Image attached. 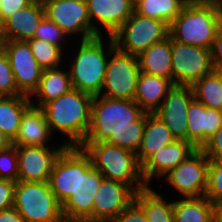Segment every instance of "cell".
<instances>
[{
    "label": "cell",
    "mask_w": 222,
    "mask_h": 222,
    "mask_svg": "<svg viewBox=\"0 0 222 222\" xmlns=\"http://www.w3.org/2000/svg\"><path fill=\"white\" fill-rule=\"evenodd\" d=\"M204 196L212 203L222 200V161L209 160L207 187Z\"/></svg>",
    "instance_id": "cell-34"
},
{
    "label": "cell",
    "mask_w": 222,
    "mask_h": 222,
    "mask_svg": "<svg viewBox=\"0 0 222 222\" xmlns=\"http://www.w3.org/2000/svg\"><path fill=\"white\" fill-rule=\"evenodd\" d=\"M51 191L62 205L77 191L78 147H67L56 160L48 181Z\"/></svg>",
    "instance_id": "cell-19"
},
{
    "label": "cell",
    "mask_w": 222,
    "mask_h": 222,
    "mask_svg": "<svg viewBox=\"0 0 222 222\" xmlns=\"http://www.w3.org/2000/svg\"><path fill=\"white\" fill-rule=\"evenodd\" d=\"M0 179L18 181V155L15 145L0 151Z\"/></svg>",
    "instance_id": "cell-37"
},
{
    "label": "cell",
    "mask_w": 222,
    "mask_h": 222,
    "mask_svg": "<svg viewBox=\"0 0 222 222\" xmlns=\"http://www.w3.org/2000/svg\"><path fill=\"white\" fill-rule=\"evenodd\" d=\"M68 146L49 149L47 146H16L18 181L48 182L56 160Z\"/></svg>",
    "instance_id": "cell-14"
},
{
    "label": "cell",
    "mask_w": 222,
    "mask_h": 222,
    "mask_svg": "<svg viewBox=\"0 0 222 222\" xmlns=\"http://www.w3.org/2000/svg\"><path fill=\"white\" fill-rule=\"evenodd\" d=\"M216 71L221 75V78H222V68L221 69H217Z\"/></svg>",
    "instance_id": "cell-48"
},
{
    "label": "cell",
    "mask_w": 222,
    "mask_h": 222,
    "mask_svg": "<svg viewBox=\"0 0 222 222\" xmlns=\"http://www.w3.org/2000/svg\"><path fill=\"white\" fill-rule=\"evenodd\" d=\"M44 16L42 0H34L26 7L17 10L1 23L5 40L27 41L33 38Z\"/></svg>",
    "instance_id": "cell-21"
},
{
    "label": "cell",
    "mask_w": 222,
    "mask_h": 222,
    "mask_svg": "<svg viewBox=\"0 0 222 222\" xmlns=\"http://www.w3.org/2000/svg\"><path fill=\"white\" fill-rule=\"evenodd\" d=\"M145 124L146 112L136 120V127L117 128L111 131L104 142L137 153L141 145Z\"/></svg>",
    "instance_id": "cell-32"
},
{
    "label": "cell",
    "mask_w": 222,
    "mask_h": 222,
    "mask_svg": "<svg viewBox=\"0 0 222 222\" xmlns=\"http://www.w3.org/2000/svg\"><path fill=\"white\" fill-rule=\"evenodd\" d=\"M214 222H222V200L214 203Z\"/></svg>",
    "instance_id": "cell-46"
},
{
    "label": "cell",
    "mask_w": 222,
    "mask_h": 222,
    "mask_svg": "<svg viewBox=\"0 0 222 222\" xmlns=\"http://www.w3.org/2000/svg\"><path fill=\"white\" fill-rule=\"evenodd\" d=\"M4 50L19 92L33 98V93L39 86L43 69L38 65L28 42L6 40Z\"/></svg>",
    "instance_id": "cell-13"
},
{
    "label": "cell",
    "mask_w": 222,
    "mask_h": 222,
    "mask_svg": "<svg viewBox=\"0 0 222 222\" xmlns=\"http://www.w3.org/2000/svg\"><path fill=\"white\" fill-rule=\"evenodd\" d=\"M176 140L165 123L154 113L146 112V124L137 160L142 165L153 153Z\"/></svg>",
    "instance_id": "cell-24"
},
{
    "label": "cell",
    "mask_w": 222,
    "mask_h": 222,
    "mask_svg": "<svg viewBox=\"0 0 222 222\" xmlns=\"http://www.w3.org/2000/svg\"><path fill=\"white\" fill-rule=\"evenodd\" d=\"M0 222H25L24 218L12 206L0 211Z\"/></svg>",
    "instance_id": "cell-43"
},
{
    "label": "cell",
    "mask_w": 222,
    "mask_h": 222,
    "mask_svg": "<svg viewBox=\"0 0 222 222\" xmlns=\"http://www.w3.org/2000/svg\"><path fill=\"white\" fill-rule=\"evenodd\" d=\"M110 222H148L144 210L134 201Z\"/></svg>",
    "instance_id": "cell-39"
},
{
    "label": "cell",
    "mask_w": 222,
    "mask_h": 222,
    "mask_svg": "<svg viewBox=\"0 0 222 222\" xmlns=\"http://www.w3.org/2000/svg\"><path fill=\"white\" fill-rule=\"evenodd\" d=\"M41 108L31 105L23 114L15 146H47L52 133ZM49 140V141H48Z\"/></svg>",
    "instance_id": "cell-22"
},
{
    "label": "cell",
    "mask_w": 222,
    "mask_h": 222,
    "mask_svg": "<svg viewBox=\"0 0 222 222\" xmlns=\"http://www.w3.org/2000/svg\"><path fill=\"white\" fill-rule=\"evenodd\" d=\"M200 150L209 160L222 161V127L203 144Z\"/></svg>",
    "instance_id": "cell-38"
},
{
    "label": "cell",
    "mask_w": 222,
    "mask_h": 222,
    "mask_svg": "<svg viewBox=\"0 0 222 222\" xmlns=\"http://www.w3.org/2000/svg\"><path fill=\"white\" fill-rule=\"evenodd\" d=\"M34 0H0V24L14 12L32 3Z\"/></svg>",
    "instance_id": "cell-41"
},
{
    "label": "cell",
    "mask_w": 222,
    "mask_h": 222,
    "mask_svg": "<svg viewBox=\"0 0 222 222\" xmlns=\"http://www.w3.org/2000/svg\"><path fill=\"white\" fill-rule=\"evenodd\" d=\"M211 55H212V63L214 69H221L222 68V23L218 28L216 33L213 46L211 48Z\"/></svg>",
    "instance_id": "cell-42"
},
{
    "label": "cell",
    "mask_w": 222,
    "mask_h": 222,
    "mask_svg": "<svg viewBox=\"0 0 222 222\" xmlns=\"http://www.w3.org/2000/svg\"><path fill=\"white\" fill-rule=\"evenodd\" d=\"M67 36L68 35H66V33L57 24L44 16L40 21L33 38L47 41L64 50L60 41H66L68 39Z\"/></svg>",
    "instance_id": "cell-35"
},
{
    "label": "cell",
    "mask_w": 222,
    "mask_h": 222,
    "mask_svg": "<svg viewBox=\"0 0 222 222\" xmlns=\"http://www.w3.org/2000/svg\"><path fill=\"white\" fill-rule=\"evenodd\" d=\"M22 95L17 88L5 50L0 51V96Z\"/></svg>",
    "instance_id": "cell-36"
},
{
    "label": "cell",
    "mask_w": 222,
    "mask_h": 222,
    "mask_svg": "<svg viewBox=\"0 0 222 222\" xmlns=\"http://www.w3.org/2000/svg\"><path fill=\"white\" fill-rule=\"evenodd\" d=\"M180 0H138L134 4V12L169 24L180 14Z\"/></svg>",
    "instance_id": "cell-31"
},
{
    "label": "cell",
    "mask_w": 222,
    "mask_h": 222,
    "mask_svg": "<svg viewBox=\"0 0 222 222\" xmlns=\"http://www.w3.org/2000/svg\"><path fill=\"white\" fill-rule=\"evenodd\" d=\"M221 127L222 111L207 108L194 97L187 112L188 142L200 149Z\"/></svg>",
    "instance_id": "cell-20"
},
{
    "label": "cell",
    "mask_w": 222,
    "mask_h": 222,
    "mask_svg": "<svg viewBox=\"0 0 222 222\" xmlns=\"http://www.w3.org/2000/svg\"><path fill=\"white\" fill-rule=\"evenodd\" d=\"M102 38L101 35L81 40L77 53L72 56L73 61H70L72 87L92 96L102 93L109 55L116 48L113 38L109 37V48L105 50Z\"/></svg>",
    "instance_id": "cell-2"
},
{
    "label": "cell",
    "mask_w": 222,
    "mask_h": 222,
    "mask_svg": "<svg viewBox=\"0 0 222 222\" xmlns=\"http://www.w3.org/2000/svg\"><path fill=\"white\" fill-rule=\"evenodd\" d=\"M111 56V58H110ZM140 74L138 56L126 54L115 48L109 55L102 96L111 99L134 100Z\"/></svg>",
    "instance_id": "cell-9"
},
{
    "label": "cell",
    "mask_w": 222,
    "mask_h": 222,
    "mask_svg": "<svg viewBox=\"0 0 222 222\" xmlns=\"http://www.w3.org/2000/svg\"><path fill=\"white\" fill-rule=\"evenodd\" d=\"M193 98L192 86L174 85L154 112L176 140L188 141L187 112Z\"/></svg>",
    "instance_id": "cell-16"
},
{
    "label": "cell",
    "mask_w": 222,
    "mask_h": 222,
    "mask_svg": "<svg viewBox=\"0 0 222 222\" xmlns=\"http://www.w3.org/2000/svg\"><path fill=\"white\" fill-rule=\"evenodd\" d=\"M93 98L73 88L41 107L51 131L68 136V141H65L68 147H80L83 144L90 127Z\"/></svg>",
    "instance_id": "cell-1"
},
{
    "label": "cell",
    "mask_w": 222,
    "mask_h": 222,
    "mask_svg": "<svg viewBox=\"0 0 222 222\" xmlns=\"http://www.w3.org/2000/svg\"><path fill=\"white\" fill-rule=\"evenodd\" d=\"M25 95L0 96V130L12 141L16 138L24 112L32 105Z\"/></svg>",
    "instance_id": "cell-27"
},
{
    "label": "cell",
    "mask_w": 222,
    "mask_h": 222,
    "mask_svg": "<svg viewBox=\"0 0 222 222\" xmlns=\"http://www.w3.org/2000/svg\"><path fill=\"white\" fill-rule=\"evenodd\" d=\"M31 52L38 65L43 69H54L61 66V60H63V50L47 41L31 38L27 40Z\"/></svg>",
    "instance_id": "cell-33"
},
{
    "label": "cell",
    "mask_w": 222,
    "mask_h": 222,
    "mask_svg": "<svg viewBox=\"0 0 222 222\" xmlns=\"http://www.w3.org/2000/svg\"><path fill=\"white\" fill-rule=\"evenodd\" d=\"M5 41L2 25L0 24V51L4 49Z\"/></svg>",
    "instance_id": "cell-47"
},
{
    "label": "cell",
    "mask_w": 222,
    "mask_h": 222,
    "mask_svg": "<svg viewBox=\"0 0 222 222\" xmlns=\"http://www.w3.org/2000/svg\"><path fill=\"white\" fill-rule=\"evenodd\" d=\"M135 202L144 210L148 222H175L173 201L168 203L150 186L136 193Z\"/></svg>",
    "instance_id": "cell-29"
},
{
    "label": "cell",
    "mask_w": 222,
    "mask_h": 222,
    "mask_svg": "<svg viewBox=\"0 0 222 222\" xmlns=\"http://www.w3.org/2000/svg\"><path fill=\"white\" fill-rule=\"evenodd\" d=\"M172 82L192 86L197 80L212 73L211 49L188 45L171 39Z\"/></svg>",
    "instance_id": "cell-10"
},
{
    "label": "cell",
    "mask_w": 222,
    "mask_h": 222,
    "mask_svg": "<svg viewBox=\"0 0 222 222\" xmlns=\"http://www.w3.org/2000/svg\"><path fill=\"white\" fill-rule=\"evenodd\" d=\"M136 191L129 185L102 179L93 202V222H110L134 201Z\"/></svg>",
    "instance_id": "cell-15"
},
{
    "label": "cell",
    "mask_w": 222,
    "mask_h": 222,
    "mask_svg": "<svg viewBox=\"0 0 222 222\" xmlns=\"http://www.w3.org/2000/svg\"><path fill=\"white\" fill-rule=\"evenodd\" d=\"M73 89L70 73L62 71L60 68L45 69L42 72L37 90L33 93L37 97V104L31 101L33 106L41 108L51 100L57 99L61 95Z\"/></svg>",
    "instance_id": "cell-26"
},
{
    "label": "cell",
    "mask_w": 222,
    "mask_h": 222,
    "mask_svg": "<svg viewBox=\"0 0 222 222\" xmlns=\"http://www.w3.org/2000/svg\"><path fill=\"white\" fill-rule=\"evenodd\" d=\"M173 86L174 83L168 78L140 72L134 101L144 112L154 113Z\"/></svg>",
    "instance_id": "cell-23"
},
{
    "label": "cell",
    "mask_w": 222,
    "mask_h": 222,
    "mask_svg": "<svg viewBox=\"0 0 222 222\" xmlns=\"http://www.w3.org/2000/svg\"><path fill=\"white\" fill-rule=\"evenodd\" d=\"M144 113L134 100L94 96L91 122L83 143L104 142L111 131L122 127H136V120Z\"/></svg>",
    "instance_id": "cell-5"
},
{
    "label": "cell",
    "mask_w": 222,
    "mask_h": 222,
    "mask_svg": "<svg viewBox=\"0 0 222 222\" xmlns=\"http://www.w3.org/2000/svg\"><path fill=\"white\" fill-rule=\"evenodd\" d=\"M12 145V140L0 130V151L8 149Z\"/></svg>",
    "instance_id": "cell-45"
},
{
    "label": "cell",
    "mask_w": 222,
    "mask_h": 222,
    "mask_svg": "<svg viewBox=\"0 0 222 222\" xmlns=\"http://www.w3.org/2000/svg\"><path fill=\"white\" fill-rule=\"evenodd\" d=\"M194 97L207 108L222 111V78L214 70L192 85Z\"/></svg>",
    "instance_id": "cell-30"
},
{
    "label": "cell",
    "mask_w": 222,
    "mask_h": 222,
    "mask_svg": "<svg viewBox=\"0 0 222 222\" xmlns=\"http://www.w3.org/2000/svg\"><path fill=\"white\" fill-rule=\"evenodd\" d=\"M222 23V6H187L169 24V37L175 41L211 49Z\"/></svg>",
    "instance_id": "cell-4"
},
{
    "label": "cell",
    "mask_w": 222,
    "mask_h": 222,
    "mask_svg": "<svg viewBox=\"0 0 222 222\" xmlns=\"http://www.w3.org/2000/svg\"><path fill=\"white\" fill-rule=\"evenodd\" d=\"M183 7L187 6H222V0H180Z\"/></svg>",
    "instance_id": "cell-44"
},
{
    "label": "cell",
    "mask_w": 222,
    "mask_h": 222,
    "mask_svg": "<svg viewBox=\"0 0 222 222\" xmlns=\"http://www.w3.org/2000/svg\"><path fill=\"white\" fill-rule=\"evenodd\" d=\"M134 4L138 1V0H131Z\"/></svg>",
    "instance_id": "cell-49"
},
{
    "label": "cell",
    "mask_w": 222,
    "mask_h": 222,
    "mask_svg": "<svg viewBox=\"0 0 222 222\" xmlns=\"http://www.w3.org/2000/svg\"><path fill=\"white\" fill-rule=\"evenodd\" d=\"M175 222H214V203L205 196L173 202Z\"/></svg>",
    "instance_id": "cell-28"
},
{
    "label": "cell",
    "mask_w": 222,
    "mask_h": 222,
    "mask_svg": "<svg viewBox=\"0 0 222 222\" xmlns=\"http://www.w3.org/2000/svg\"><path fill=\"white\" fill-rule=\"evenodd\" d=\"M171 38L151 45L139 56L140 72L172 81Z\"/></svg>",
    "instance_id": "cell-25"
},
{
    "label": "cell",
    "mask_w": 222,
    "mask_h": 222,
    "mask_svg": "<svg viewBox=\"0 0 222 222\" xmlns=\"http://www.w3.org/2000/svg\"><path fill=\"white\" fill-rule=\"evenodd\" d=\"M208 166L209 158L197 149L164 178L183 198L202 197L207 187Z\"/></svg>",
    "instance_id": "cell-11"
},
{
    "label": "cell",
    "mask_w": 222,
    "mask_h": 222,
    "mask_svg": "<svg viewBox=\"0 0 222 222\" xmlns=\"http://www.w3.org/2000/svg\"><path fill=\"white\" fill-rule=\"evenodd\" d=\"M15 185L12 180L0 179V211L13 206Z\"/></svg>",
    "instance_id": "cell-40"
},
{
    "label": "cell",
    "mask_w": 222,
    "mask_h": 222,
    "mask_svg": "<svg viewBox=\"0 0 222 222\" xmlns=\"http://www.w3.org/2000/svg\"><path fill=\"white\" fill-rule=\"evenodd\" d=\"M13 207L25 222H65L62 205L48 182L17 181Z\"/></svg>",
    "instance_id": "cell-6"
},
{
    "label": "cell",
    "mask_w": 222,
    "mask_h": 222,
    "mask_svg": "<svg viewBox=\"0 0 222 222\" xmlns=\"http://www.w3.org/2000/svg\"><path fill=\"white\" fill-rule=\"evenodd\" d=\"M102 179L90 157L78 147L77 191L62 204L65 222H93V202Z\"/></svg>",
    "instance_id": "cell-7"
},
{
    "label": "cell",
    "mask_w": 222,
    "mask_h": 222,
    "mask_svg": "<svg viewBox=\"0 0 222 222\" xmlns=\"http://www.w3.org/2000/svg\"><path fill=\"white\" fill-rule=\"evenodd\" d=\"M80 147L104 178L125 183L136 192L147 187L135 152L106 142L83 143Z\"/></svg>",
    "instance_id": "cell-3"
},
{
    "label": "cell",
    "mask_w": 222,
    "mask_h": 222,
    "mask_svg": "<svg viewBox=\"0 0 222 222\" xmlns=\"http://www.w3.org/2000/svg\"><path fill=\"white\" fill-rule=\"evenodd\" d=\"M86 3L92 38L103 34L99 24L101 28L104 27L108 37H112L134 12V3L131 0H87Z\"/></svg>",
    "instance_id": "cell-17"
},
{
    "label": "cell",
    "mask_w": 222,
    "mask_h": 222,
    "mask_svg": "<svg viewBox=\"0 0 222 222\" xmlns=\"http://www.w3.org/2000/svg\"><path fill=\"white\" fill-rule=\"evenodd\" d=\"M197 148L188 141L174 140L153 153L142 165L141 173L147 186L154 176L163 178L173 168L185 161Z\"/></svg>",
    "instance_id": "cell-18"
},
{
    "label": "cell",
    "mask_w": 222,
    "mask_h": 222,
    "mask_svg": "<svg viewBox=\"0 0 222 222\" xmlns=\"http://www.w3.org/2000/svg\"><path fill=\"white\" fill-rule=\"evenodd\" d=\"M45 16L57 24L68 36H81V40L92 38V26L87 3L76 0H42Z\"/></svg>",
    "instance_id": "cell-12"
},
{
    "label": "cell",
    "mask_w": 222,
    "mask_h": 222,
    "mask_svg": "<svg viewBox=\"0 0 222 222\" xmlns=\"http://www.w3.org/2000/svg\"><path fill=\"white\" fill-rule=\"evenodd\" d=\"M168 29L169 26L161 20L133 12L112 38L119 51L139 56L151 45L167 38Z\"/></svg>",
    "instance_id": "cell-8"
}]
</instances>
